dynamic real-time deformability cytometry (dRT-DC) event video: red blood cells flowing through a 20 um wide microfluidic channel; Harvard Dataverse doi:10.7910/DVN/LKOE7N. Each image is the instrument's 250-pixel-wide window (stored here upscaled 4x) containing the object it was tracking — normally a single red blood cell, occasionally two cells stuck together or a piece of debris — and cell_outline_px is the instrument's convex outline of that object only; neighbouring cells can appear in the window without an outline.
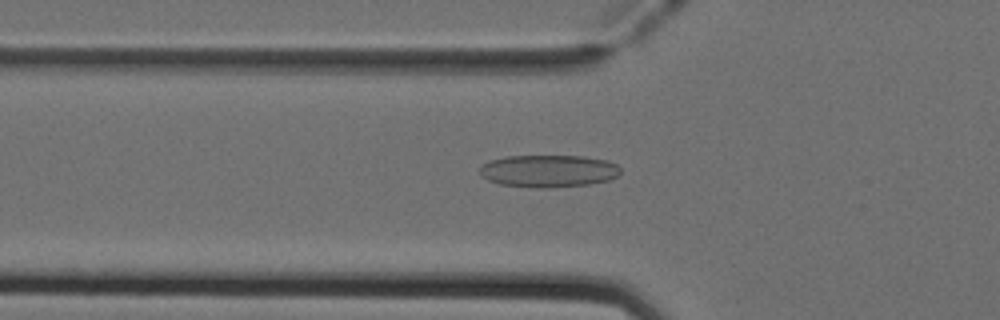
{"species": "Egyptian fruit bat (a non-hibernating species)", "species_latin": "Rousettus aegyptiacus", "temperature_condition": "cold", "stored_images_in_passage": 50, "camera_frame_rate_fps": 3000, "um_per_image_px": 0.085, "animal": {"sex": "female"}, "frame": {"image": 1, "passage_image": 17, "time_ms": 5.333, "image_size_px": [1000, 320], "cell_outline_px": [[620, 172], [616, 176], [608, 180], [588, 184], [552, 188], [536, 188], [500, 184], [488, 180], [480, 176], [480, 168], [488, 160], [504, 156], [584, 156], [608, 160], [616, 164], [620, 168]], "centroid_in_image_um": [46.6, 14.53], "position_along_channel_um": 79.2, "area_um2": 26.7}}
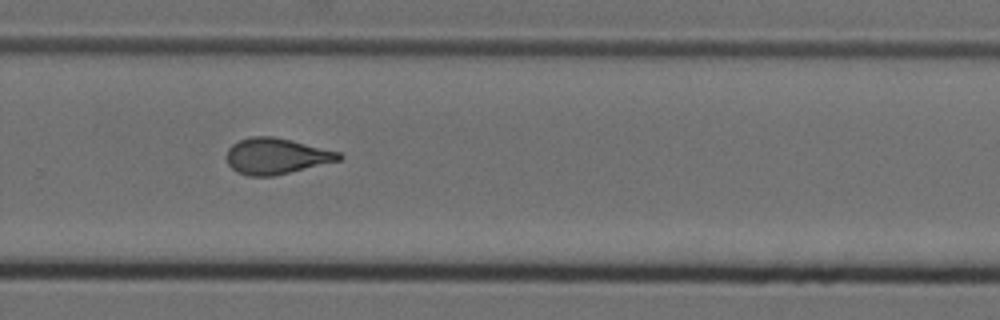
{"frame": {"image": 2, "passage_image": 34, "time_ms": 11.0, "image_size_px": [1000, 320], "cell_outline_px": [[344, 156], [340, 160], [272, 176], [248, 176], [236, 172], [228, 164], [228, 148], [232, 144], [240, 140], [252, 136], [272, 136], [292, 140], [340, 152]], "centroid_in_image_um": [23.48, 13.26], "position_along_channel_um": 306.3, "area_um2": 23.35}}
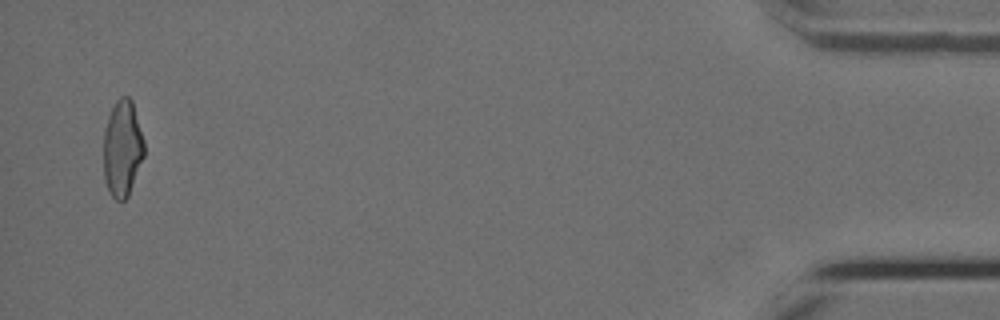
{"frame": {"image": 3, "passage_image": 49, "time_ms": 16.0, "image_size_px": [1000, 320], "cell_outline_px": [[144, 156], [128, 196], [124, 200], [116, 200], [112, 196], [108, 188], [104, 176], [104, 132], [108, 116], [116, 100], [120, 96], [128, 96], [132, 100], [144, 140]], "centroid_in_image_um": [10.41, 12.59], "position_along_channel_um": 424.8, "area_um2": 22.72}, "authors_computed_cell_mechanics": {"area_um2": 23.8714, "velocity_mm_per_s": 3.9923, "shape_relaxation_time_tau1_ms": 8.8674, "shape_relaxation_time_tau2_ms": 1.895, "deformation_change_tau1": 0.2201, "deformation_change_tau2": 0.095}}